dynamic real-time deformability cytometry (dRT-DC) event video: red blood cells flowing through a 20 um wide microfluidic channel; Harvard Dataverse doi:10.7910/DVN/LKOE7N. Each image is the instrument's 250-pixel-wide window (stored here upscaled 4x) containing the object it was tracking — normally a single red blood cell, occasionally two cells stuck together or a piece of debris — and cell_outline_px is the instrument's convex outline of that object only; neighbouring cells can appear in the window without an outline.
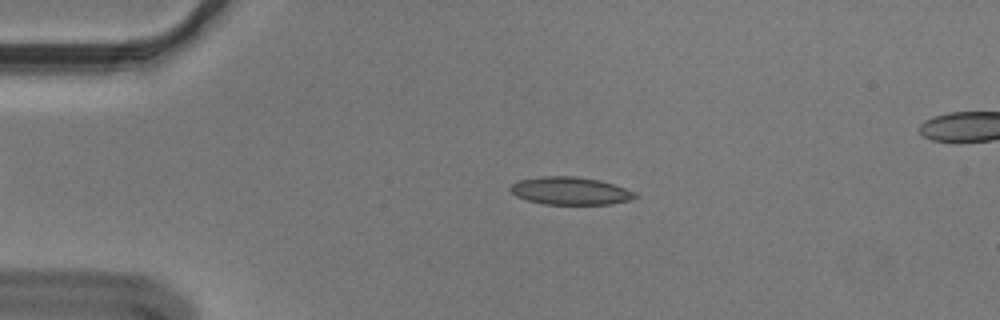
{"species": "Egyptian fruit bat (a non-hibernating species)", "species_latin": "Rousettus aegyptiacus", "temperature_condition": "cold", "stored_images_in_passage": 55, "segment_of_instrument_passage": [1, 2], "camera_frame_rate_fps": 3000, "um_per_image_px": 0.085, "animal": {"sex": "male"}, "frame": {"image": 1, "passage_image": 11, "time_ms": 3.333, "image_size_px": [1000, 320], "cell_outline_px": [[640, 196], [632, 200], [612, 204], [544, 204], [528, 200], [516, 196], [508, 188], [512, 184], [520, 180], [540, 176], [576, 176], [600, 180], [636, 192]], "centroid_in_image_um": [48.51, 16.22], "position_along_channel_um": 36.5, "area_um2": 20.23}}
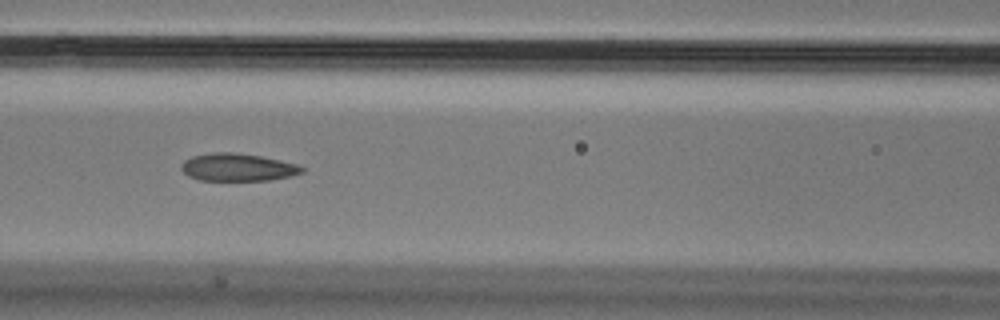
{"frame": {"image": 2, "passage_image": 23, "time_ms": 7.333, "image_size_px": [1000, 320], "cell_outline_px": [[304, 172], [292, 176], [268, 180], [200, 180], [188, 176], [180, 168], [180, 164], [184, 160], [192, 156], [212, 152], [232, 152], [260, 156], [280, 160], [296, 164], [304, 168]], "centroid_in_image_um": [20.18, 14.21], "position_along_channel_um": 146.4, "area_um2": 19.42}}
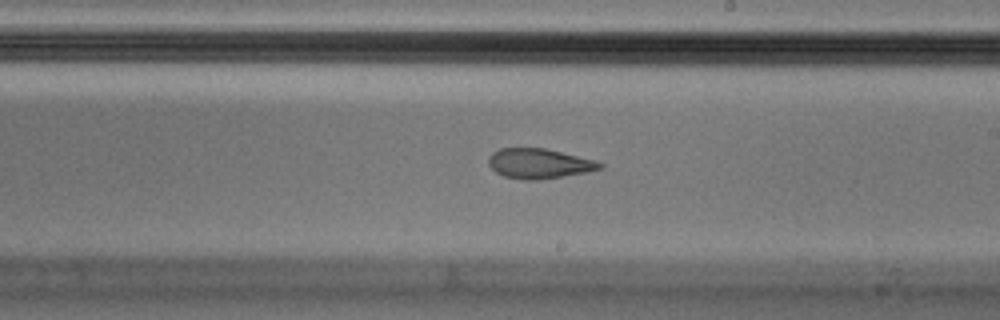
{"frame": {"image": 3, "passage_image": 31, "time_ms": 10.0, "image_size_px": [1000, 320], "cell_outline_px": [[604, 168], [588, 172], [540, 180], [524, 180], [504, 176], [496, 172], [488, 164], [488, 156], [492, 152], [500, 148], [544, 148], [596, 160], [604, 164]], "centroid_in_image_um": [45.84, 13.9], "position_along_channel_um": 243.2, "area_um2": 19.59}}